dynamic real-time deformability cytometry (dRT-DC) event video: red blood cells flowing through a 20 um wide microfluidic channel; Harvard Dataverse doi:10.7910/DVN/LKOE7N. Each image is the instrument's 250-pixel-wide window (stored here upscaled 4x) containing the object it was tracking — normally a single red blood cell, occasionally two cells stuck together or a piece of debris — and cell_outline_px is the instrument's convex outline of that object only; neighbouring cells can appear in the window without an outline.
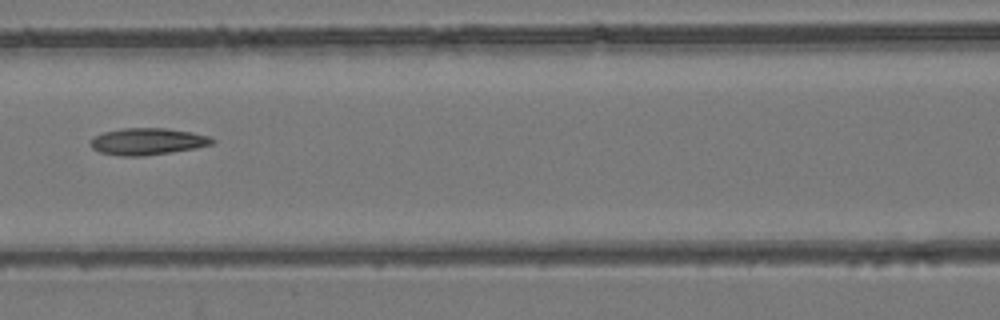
{"species": "common noctule bat (a hibernating species)", "species_latin": "Nyctalus noctula", "temperature_condition": "room temperature", "stored_images_in_passage": 4, "camera_frame_rate_fps": 3000, "um_per_image_px": 0.085, "animal": {"sex": "female", "body_mass_g": 24.6, "forearm_length_mm": 56.2}, "frame": {"image": 1, "passage_image": 3, "time_ms": 2.333, "image_size_px": [1000, 320], "cell_outline_px": [[216, 140], [212, 144], [196, 148], [172, 152], [144, 156], [120, 156], [100, 152], [92, 148], [88, 144], [96, 136], [104, 132], [124, 128], [168, 128], [192, 132], [208, 136]], "centroid_in_image_um": [12.55, 12.03], "position_along_channel_um": 154.0, "area_um2": 19.02}}
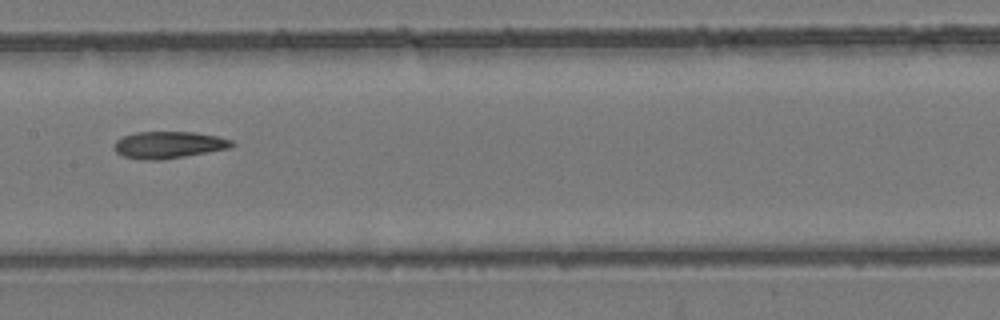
{"frame": {"image": 2, "passage_image": 4, "time_ms": 3.333, "image_size_px": [1000, 320], "cell_outline_px": [[236, 144], [232, 148], [160, 160], [148, 160], [124, 156], [116, 152], [112, 148], [112, 144], [116, 140], [124, 136], [136, 132], [196, 132], [216, 136], [232, 140]], "centroid_in_image_um": [14.34, 12.31], "position_along_channel_um": 193.1, "area_um2": 18.5}}